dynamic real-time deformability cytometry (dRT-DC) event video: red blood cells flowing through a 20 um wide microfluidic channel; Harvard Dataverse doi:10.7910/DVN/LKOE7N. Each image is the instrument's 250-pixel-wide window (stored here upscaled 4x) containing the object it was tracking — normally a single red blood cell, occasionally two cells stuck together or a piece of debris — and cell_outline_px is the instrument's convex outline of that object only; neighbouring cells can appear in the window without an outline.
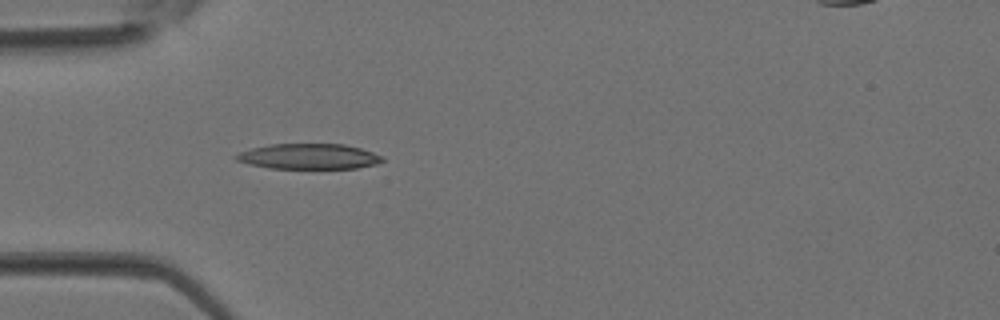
{"species": "Egyptian fruit bat (a non-hibernating species)", "species_latin": "Rousettus aegyptiacus", "temperature_condition": "room temperature", "stored_images_in_passage": 2, "camera_frame_rate_fps": 3000, "um_per_image_px": 0.085, "animal": {"sex": "female"}, "frame": {"image": 1, "passage_image": 2, "time_ms": 0.333, "image_size_px": [1000, 320], "cell_outline_px": [[384, 160], [376, 164], [356, 168], [268, 168], [248, 164], [236, 160], [232, 156], [240, 152], [252, 148], [272, 144], [344, 144], [360, 148], [384, 156]], "centroid_in_image_um": [26.24, 13.3], "position_along_channel_um": 58.8, "area_um2": 21.62}}